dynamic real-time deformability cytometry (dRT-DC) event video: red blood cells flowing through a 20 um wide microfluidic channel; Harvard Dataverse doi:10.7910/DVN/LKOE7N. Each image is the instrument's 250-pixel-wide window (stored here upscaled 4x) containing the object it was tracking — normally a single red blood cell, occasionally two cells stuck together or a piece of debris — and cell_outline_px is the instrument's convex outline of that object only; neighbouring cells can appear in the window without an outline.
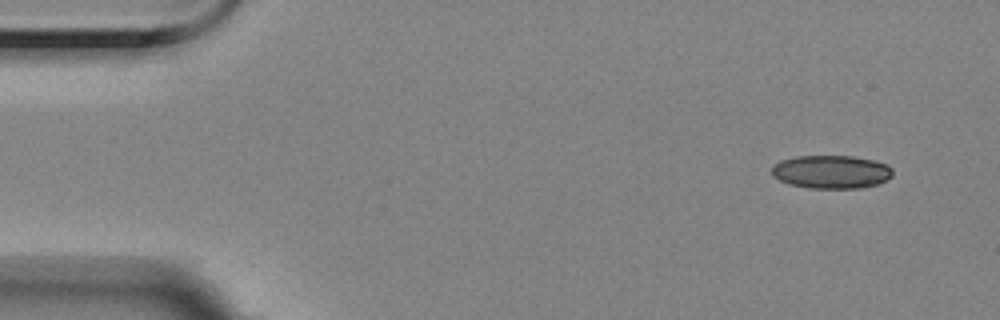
{"species": "Egyptian fruit bat (a non-hibernating species)", "species_latin": "Rousettus aegyptiacus", "temperature_condition": "room temperature", "stored_images_in_passage": 4, "camera_frame_rate_fps": 3000, "um_per_image_px": 0.085, "animal": {"sex": "female"}, "frame": {"image": 1, "passage_image": 1, "time_ms": 0.0, "image_size_px": [1000, 320], "cell_outline_px": [[892, 176], [888, 180], [864, 188], [808, 188], [788, 184], [772, 176], [772, 164], [780, 160], [796, 156], [852, 156], [872, 160], [888, 164], [892, 168]], "centroid_in_image_um": [70.65, 14.61], "position_along_channel_um": 14.4, "area_um2": 23.7}}
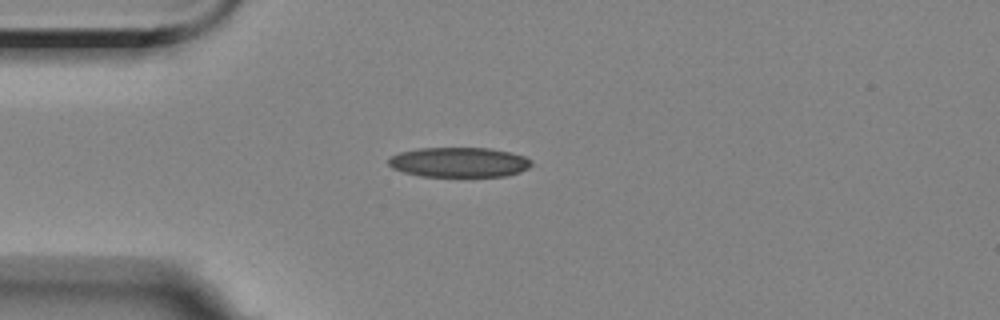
{"frame": {"image": 2, "passage_image": 4, "time_ms": 3.333, "image_size_px": [1000, 320], "cell_outline_px": [[532, 164], [528, 168], [520, 172], [508, 176], [420, 176], [404, 172], [392, 168], [388, 164], [388, 160], [392, 156], [400, 152], [416, 148], [488, 148], [508, 152], [524, 156], [532, 160]], "centroid_in_image_um": [39.02, 13.79], "position_along_channel_um": 46.0, "area_um2": 24.85}}